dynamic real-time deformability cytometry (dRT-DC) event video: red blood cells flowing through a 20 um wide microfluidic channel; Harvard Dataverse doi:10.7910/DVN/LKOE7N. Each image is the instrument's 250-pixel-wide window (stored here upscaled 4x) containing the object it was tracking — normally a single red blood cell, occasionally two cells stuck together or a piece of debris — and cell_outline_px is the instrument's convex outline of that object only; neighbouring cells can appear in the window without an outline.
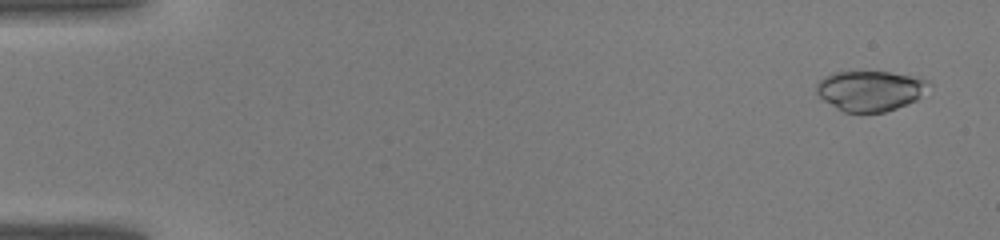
{"species": "common noctule bat (a hibernating species)", "species_latin": "Nyctalus noctula", "temperature_condition": "warm", "stored_images_in_passage": 42, "camera_frame_rate_fps": 3000, "um_per_image_px": 0.085, "animal": {"sex": "male", "body_mass_g": 19.0, "forearm_length_mm": 50.8}, "frame": {"image": 1, "passage_image": 2, "time_ms": 0.333, "image_size_px": [1000, 240], "cell_outline_px": [[932, 84], [916, 100], [896, 108], [884, 112], [844, 112], [836, 108], [824, 100], [816, 92], [816, 84], [824, 76], [832, 72], [888, 72], [920, 76], [932, 80]], "centroid_in_image_um": [74.01, 7.69], "position_along_channel_um": 11.0, "area_um2": 26.59}}
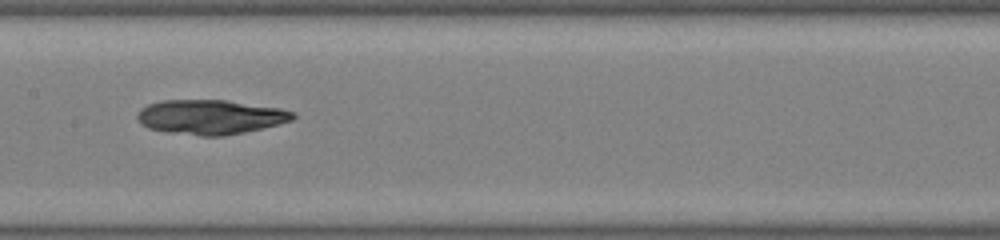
{"frame": {"image": 2, "passage_image": 22, "time_ms": 7.0, "image_size_px": [1000, 240], "cell_outline_px": [[296, 116], [292, 120], [280, 124], [244, 132], [224, 136], [200, 136], [168, 132], [148, 128], [140, 124], [136, 116], [140, 108], [148, 104], [164, 100], [228, 100], [280, 108], [296, 112]], "centroid_in_image_um": [17.89, 9.94], "position_along_channel_um": 189.5, "area_um2": 31.56}}
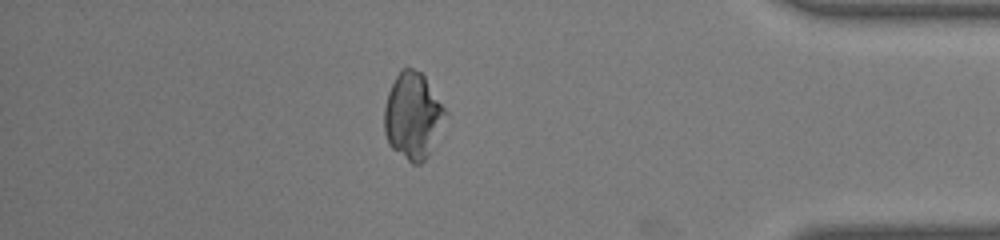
{"frame": {"image": 3, "passage_image": 37, "time_ms": 12.0, "image_size_px": [1000, 240], "cell_outline_px": [[448, 112], [428, 156], [420, 164], [412, 164], [392, 148], [388, 144], [384, 132], [384, 108], [388, 92], [400, 68], [412, 68], [420, 72], [424, 76]], "centroid_in_image_um": [35.07, 9.85], "position_along_channel_um": 400.1, "area_um2": 30.63}}